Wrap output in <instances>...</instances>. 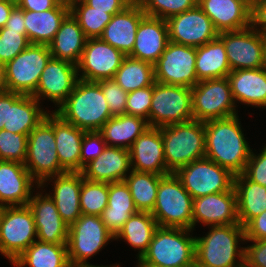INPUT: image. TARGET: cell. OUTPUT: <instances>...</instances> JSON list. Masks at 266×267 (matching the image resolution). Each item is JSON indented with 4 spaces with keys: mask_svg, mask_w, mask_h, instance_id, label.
I'll return each instance as SVG.
<instances>
[{
    "mask_svg": "<svg viewBox=\"0 0 266 267\" xmlns=\"http://www.w3.org/2000/svg\"><path fill=\"white\" fill-rule=\"evenodd\" d=\"M239 115L204 122L205 158L226 168L232 174H242L251 154L248 138Z\"/></svg>",
    "mask_w": 266,
    "mask_h": 267,
    "instance_id": "cell-1",
    "label": "cell"
},
{
    "mask_svg": "<svg viewBox=\"0 0 266 267\" xmlns=\"http://www.w3.org/2000/svg\"><path fill=\"white\" fill-rule=\"evenodd\" d=\"M208 228L205 236L195 235V267H240L245 254V246H241L246 241L244 227L230 224Z\"/></svg>",
    "mask_w": 266,
    "mask_h": 267,
    "instance_id": "cell-2",
    "label": "cell"
},
{
    "mask_svg": "<svg viewBox=\"0 0 266 267\" xmlns=\"http://www.w3.org/2000/svg\"><path fill=\"white\" fill-rule=\"evenodd\" d=\"M55 113L86 132L99 131L112 117L101 86L81 79Z\"/></svg>",
    "mask_w": 266,
    "mask_h": 267,
    "instance_id": "cell-3",
    "label": "cell"
},
{
    "mask_svg": "<svg viewBox=\"0 0 266 267\" xmlns=\"http://www.w3.org/2000/svg\"><path fill=\"white\" fill-rule=\"evenodd\" d=\"M192 235L193 230L189 229L158 227L148 250L136 263L164 267H195V236Z\"/></svg>",
    "mask_w": 266,
    "mask_h": 267,
    "instance_id": "cell-4",
    "label": "cell"
},
{
    "mask_svg": "<svg viewBox=\"0 0 266 267\" xmlns=\"http://www.w3.org/2000/svg\"><path fill=\"white\" fill-rule=\"evenodd\" d=\"M163 138L164 157L169 173L205 158V125L202 121L159 127Z\"/></svg>",
    "mask_w": 266,
    "mask_h": 267,
    "instance_id": "cell-5",
    "label": "cell"
},
{
    "mask_svg": "<svg viewBox=\"0 0 266 267\" xmlns=\"http://www.w3.org/2000/svg\"><path fill=\"white\" fill-rule=\"evenodd\" d=\"M24 165L39 185L49 177L66 172L56 151L52 111L29 133Z\"/></svg>",
    "mask_w": 266,
    "mask_h": 267,
    "instance_id": "cell-6",
    "label": "cell"
},
{
    "mask_svg": "<svg viewBox=\"0 0 266 267\" xmlns=\"http://www.w3.org/2000/svg\"><path fill=\"white\" fill-rule=\"evenodd\" d=\"M114 236L108 231L101 216H81L69 226L67 252L71 267L93 266L89 261L104 249Z\"/></svg>",
    "mask_w": 266,
    "mask_h": 267,
    "instance_id": "cell-7",
    "label": "cell"
},
{
    "mask_svg": "<svg viewBox=\"0 0 266 267\" xmlns=\"http://www.w3.org/2000/svg\"><path fill=\"white\" fill-rule=\"evenodd\" d=\"M193 198L174 173L159 182L156 203L151 214L159 227L192 230Z\"/></svg>",
    "mask_w": 266,
    "mask_h": 267,
    "instance_id": "cell-8",
    "label": "cell"
},
{
    "mask_svg": "<svg viewBox=\"0 0 266 267\" xmlns=\"http://www.w3.org/2000/svg\"><path fill=\"white\" fill-rule=\"evenodd\" d=\"M37 240L28 205L0 207V254L12 263Z\"/></svg>",
    "mask_w": 266,
    "mask_h": 267,
    "instance_id": "cell-9",
    "label": "cell"
},
{
    "mask_svg": "<svg viewBox=\"0 0 266 267\" xmlns=\"http://www.w3.org/2000/svg\"><path fill=\"white\" fill-rule=\"evenodd\" d=\"M193 120L191 88L155 82L149 112L150 127Z\"/></svg>",
    "mask_w": 266,
    "mask_h": 267,
    "instance_id": "cell-10",
    "label": "cell"
},
{
    "mask_svg": "<svg viewBox=\"0 0 266 267\" xmlns=\"http://www.w3.org/2000/svg\"><path fill=\"white\" fill-rule=\"evenodd\" d=\"M191 93L194 120L223 119L239 112L227 77L199 81L191 88Z\"/></svg>",
    "mask_w": 266,
    "mask_h": 267,
    "instance_id": "cell-11",
    "label": "cell"
},
{
    "mask_svg": "<svg viewBox=\"0 0 266 267\" xmlns=\"http://www.w3.org/2000/svg\"><path fill=\"white\" fill-rule=\"evenodd\" d=\"M51 57L49 45L30 44L4 65L7 91L32 95Z\"/></svg>",
    "mask_w": 266,
    "mask_h": 267,
    "instance_id": "cell-12",
    "label": "cell"
},
{
    "mask_svg": "<svg viewBox=\"0 0 266 267\" xmlns=\"http://www.w3.org/2000/svg\"><path fill=\"white\" fill-rule=\"evenodd\" d=\"M174 174L193 199L229 191L234 187L235 175L207 158L195 160Z\"/></svg>",
    "mask_w": 266,
    "mask_h": 267,
    "instance_id": "cell-13",
    "label": "cell"
},
{
    "mask_svg": "<svg viewBox=\"0 0 266 267\" xmlns=\"http://www.w3.org/2000/svg\"><path fill=\"white\" fill-rule=\"evenodd\" d=\"M196 47L168 42L154 64L155 82L192 88L196 75Z\"/></svg>",
    "mask_w": 266,
    "mask_h": 267,
    "instance_id": "cell-14",
    "label": "cell"
},
{
    "mask_svg": "<svg viewBox=\"0 0 266 267\" xmlns=\"http://www.w3.org/2000/svg\"><path fill=\"white\" fill-rule=\"evenodd\" d=\"M218 37L224 43L231 71L263 66L264 31L254 24L243 30L219 33Z\"/></svg>",
    "mask_w": 266,
    "mask_h": 267,
    "instance_id": "cell-15",
    "label": "cell"
},
{
    "mask_svg": "<svg viewBox=\"0 0 266 267\" xmlns=\"http://www.w3.org/2000/svg\"><path fill=\"white\" fill-rule=\"evenodd\" d=\"M126 56L101 38L87 39L77 64L78 79L98 82L114 79Z\"/></svg>",
    "mask_w": 266,
    "mask_h": 267,
    "instance_id": "cell-16",
    "label": "cell"
},
{
    "mask_svg": "<svg viewBox=\"0 0 266 267\" xmlns=\"http://www.w3.org/2000/svg\"><path fill=\"white\" fill-rule=\"evenodd\" d=\"M78 80L77 65L51 57L47 62L32 94L40 103L51 101L55 112L67 99ZM42 101V102H41Z\"/></svg>",
    "mask_w": 266,
    "mask_h": 267,
    "instance_id": "cell-17",
    "label": "cell"
},
{
    "mask_svg": "<svg viewBox=\"0 0 266 267\" xmlns=\"http://www.w3.org/2000/svg\"><path fill=\"white\" fill-rule=\"evenodd\" d=\"M169 41L199 47L218 37L210 18L197 5L167 20Z\"/></svg>",
    "mask_w": 266,
    "mask_h": 267,
    "instance_id": "cell-18",
    "label": "cell"
},
{
    "mask_svg": "<svg viewBox=\"0 0 266 267\" xmlns=\"http://www.w3.org/2000/svg\"><path fill=\"white\" fill-rule=\"evenodd\" d=\"M45 191L39 186L27 204L34 217L37 240L67 244L69 226L62 220L54 200Z\"/></svg>",
    "mask_w": 266,
    "mask_h": 267,
    "instance_id": "cell-19",
    "label": "cell"
},
{
    "mask_svg": "<svg viewBox=\"0 0 266 267\" xmlns=\"http://www.w3.org/2000/svg\"><path fill=\"white\" fill-rule=\"evenodd\" d=\"M204 226L239 224L237 196L234 187L193 199L192 230L197 224Z\"/></svg>",
    "mask_w": 266,
    "mask_h": 267,
    "instance_id": "cell-20",
    "label": "cell"
},
{
    "mask_svg": "<svg viewBox=\"0 0 266 267\" xmlns=\"http://www.w3.org/2000/svg\"><path fill=\"white\" fill-rule=\"evenodd\" d=\"M218 33L239 31L254 24L251 0H198Z\"/></svg>",
    "mask_w": 266,
    "mask_h": 267,
    "instance_id": "cell-21",
    "label": "cell"
},
{
    "mask_svg": "<svg viewBox=\"0 0 266 267\" xmlns=\"http://www.w3.org/2000/svg\"><path fill=\"white\" fill-rule=\"evenodd\" d=\"M39 186L23 163L0 160V207L27 205Z\"/></svg>",
    "mask_w": 266,
    "mask_h": 267,
    "instance_id": "cell-22",
    "label": "cell"
},
{
    "mask_svg": "<svg viewBox=\"0 0 266 267\" xmlns=\"http://www.w3.org/2000/svg\"><path fill=\"white\" fill-rule=\"evenodd\" d=\"M82 181V172H65L49 177L40 185L42 188L52 185V192L49 191L48 194L54 200L60 217L68 226L82 214L79 201Z\"/></svg>",
    "mask_w": 266,
    "mask_h": 267,
    "instance_id": "cell-23",
    "label": "cell"
},
{
    "mask_svg": "<svg viewBox=\"0 0 266 267\" xmlns=\"http://www.w3.org/2000/svg\"><path fill=\"white\" fill-rule=\"evenodd\" d=\"M133 171L170 174L166 168L163 138L160 128L149 127L129 149Z\"/></svg>",
    "mask_w": 266,
    "mask_h": 267,
    "instance_id": "cell-24",
    "label": "cell"
},
{
    "mask_svg": "<svg viewBox=\"0 0 266 267\" xmlns=\"http://www.w3.org/2000/svg\"><path fill=\"white\" fill-rule=\"evenodd\" d=\"M169 42L167 21L145 15L139 23L129 57L155 64Z\"/></svg>",
    "mask_w": 266,
    "mask_h": 267,
    "instance_id": "cell-25",
    "label": "cell"
},
{
    "mask_svg": "<svg viewBox=\"0 0 266 267\" xmlns=\"http://www.w3.org/2000/svg\"><path fill=\"white\" fill-rule=\"evenodd\" d=\"M132 171L128 149L106 146L103 153L82 170L85 179L98 182H121Z\"/></svg>",
    "mask_w": 266,
    "mask_h": 267,
    "instance_id": "cell-26",
    "label": "cell"
},
{
    "mask_svg": "<svg viewBox=\"0 0 266 267\" xmlns=\"http://www.w3.org/2000/svg\"><path fill=\"white\" fill-rule=\"evenodd\" d=\"M145 15L141 4L128 5L123 11L112 16L100 38L125 56H129L134 47L140 20Z\"/></svg>",
    "mask_w": 266,
    "mask_h": 267,
    "instance_id": "cell-27",
    "label": "cell"
},
{
    "mask_svg": "<svg viewBox=\"0 0 266 267\" xmlns=\"http://www.w3.org/2000/svg\"><path fill=\"white\" fill-rule=\"evenodd\" d=\"M236 106L243 104L254 108L266 109V70H234L227 76Z\"/></svg>",
    "mask_w": 266,
    "mask_h": 267,
    "instance_id": "cell-28",
    "label": "cell"
},
{
    "mask_svg": "<svg viewBox=\"0 0 266 267\" xmlns=\"http://www.w3.org/2000/svg\"><path fill=\"white\" fill-rule=\"evenodd\" d=\"M42 104L32 95L8 91V128L4 130L28 136L50 112Z\"/></svg>",
    "mask_w": 266,
    "mask_h": 267,
    "instance_id": "cell-29",
    "label": "cell"
},
{
    "mask_svg": "<svg viewBox=\"0 0 266 267\" xmlns=\"http://www.w3.org/2000/svg\"><path fill=\"white\" fill-rule=\"evenodd\" d=\"M53 129L61 167L66 172H81V143L86 131L65 122L55 112Z\"/></svg>",
    "mask_w": 266,
    "mask_h": 267,
    "instance_id": "cell-30",
    "label": "cell"
},
{
    "mask_svg": "<svg viewBox=\"0 0 266 267\" xmlns=\"http://www.w3.org/2000/svg\"><path fill=\"white\" fill-rule=\"evenodd\" d=\"M70 13V6L61 2L57 7L46 11L24 10V25L31 44L49 45L62 21Z\"/></svg>",
    "mask_w": 266,
    "mask_h": 267,
    "instance_id": "cell-31",
    "label": "cell"
},
{
    "mask_svg": "<svg viewBox=\"0 0 266 267\" xmlns=\"http://www.w3.org/2000/svg\"><path fill=\"white\" fill-rule=\"evenodd\" d=\"M133 198L124 181L108 183V204L101 215L108 231L115 237L131 215L137 213Z\"/></svg>",
    "mask_w": 266,
    "mask_h": 267,
    "instance_id": "cell-32",
    "label": "cell"
},
{
    "mask_svg": "<svg viewBox=\"0 0 266 267\" xmlns=\"http://www.w3.org/2000/svg\"><path fill=\"white\" fill-rule=\"evenodd\" d=\"M87 38L78 21L69 13L62 21L53 41L49 44L53 58L78 64Z\"/></svg>",
    "mask_w": 266,
    "mask_h": 267,
    "instance_id": "cell-33",
    "label": "cell"
},
{
    "mask_svg": "<svg viewBox=\"0 0 266 267\" xmlns=\"http://www.w3.org/2000/svg\"><path fill=\"white\" fill-rule=\"evenodd\" d=\"M148 121L133 115L111 117L98 131L107 146L130 149L135 140L149 128Z\"/></svg>",
    "mask_w": 266,
    "mask_h": 267,
    "instance_id": "cell-34",
    "label": "cell"
},
{
    "mask_svg": "<svg viewBox=\"0 0 266 267\" xmlns=\"http://www.w3.org/2000/svg\"><path fill=\"white\" fill-rule=\"evenodd\" d=\"M239 224L245 226L251 219L266 211V187L250 181L243 173L234 177Z\"/></svg>",
    "mask_w": 266,
    "mask_h": 267,
    "instance_id": "cell-35",
    "label": "cell"
},
{
    "mask_svg": "<svg viewBox=\"0 0 266 267\" xmlns=\"http://www.w3.org/2000/svg\"><path fill=\"white\" fill-rule=\"evenodd\" d=\"M197 80L225 78L231 72L223 41L217 37L196 47Z\"/></svg>",
    "mask_w": 266,
    "mask_h": 267,
    "instance_id": "cell-36",
    "label": "cell"
},
{
    "mask_svg": "<svg viewBox=\"0 0 266 267\" xmlns=\"http://www.w3.org/2000/svg\"><path fill=\"white\" fill-rule=\"evenodd\" d=\"M158 224L149 212H140L133 214L125 222L124 226L114 237V241L127 242L129 246L138 250L136 259H140L148 250Z\"/></svg>",
    "mask_w": 266,
    "mask_h": 267,
    "instance_id": "cell-37",
    "label": "cell"
},
{
    "mask_svg": "<svg viewBox=\"0 0 266 267\" xmlns=\"http://www.w3.org/2000/svg\"><path fill=\"white\" fill-rule=\"evenodd\" d=\"M14 267H71L67 244H53L36 240L16 260Z\"/></svg>",
    "mask_w": 266,
    "mask_h": 267,
    "instance_id": "cell-38",
    "label": "cell"
},
{
    "mask_svg": "<svg viewBox=\"0 0 266 267\" xmlns=\"http://www.w3.org/2000/svg\"><path fill=\"white\" fill-rule=\"evenodd\" d=\"M165 175L131 171L124 182L129 188L135 207L140 212L153 211L160 180Z\"/></svg>",
    "mask_w": 266,
    "mask_h": 267,
    "instance_id": "cell-39",
    "label": "cell"
},
{
    "mask_svg": "<svg viewBox=\"0 0 266 267\" xmlns=\"http://www.w3.org/2000/svg\"><path fill=\"white\" fill-rule=\"evenodd\" d=\"M114 80L128 93L137 89L154 85V65L142 60L126 56Z\"/></svg>",
    "mask_w": 266,
    "mask_h": 267,
    "instance_id": "cell-40",
    "label": "cell"
},
{
    "mask_svg": "<svg viewBox=\"0 0 266 267\" xmlns=\"http://www.w3.org/2000/svg\"><path fill=\"white\" fill-rule=\"evenodd\" d=\"M70 13L78 21L79 26L87 39L100 38L105 26L111 21L112 14L106 11L94 10L84 1H79L70 6Z\"/></svg>",
    "mask_w": 266,
    "mask_h": 267,
    "instance_id": "cell-41",
    "label": "cell"
},
{
    "mask_svg": "<svg viewBox=\"0 0 266 267\" xmlns=\"http://www.w3.org/2000/svg\"><path fill=\"white\" fill-rule=\"evenodd\" d=\"M79 201L82 214L101 216L108 204V183L83 177Z\"/></svg>",
    "mask_w": 266,
    "mask_h": 267,
    "instance_id": "cell-42",
    "label": "cell"
},
{
    "mask_svg": "<svg viewBox=\"0 0 266 267\" xmlns=\"http://www.w3.org/2000/svg\"><path fill=\"white\" fill-rule=\"evenodd\" d=\"M198 5V0H143L141 6L147 16L167 20Z\"/></svg>",
    "mask_w": 266,
    "mask_h": 267,
    "instance_id": "cell-43",
    "label": "cell"
},
{
    "mask_svg": "<svg viewBox=\"0 0 266 267\" xmlns=\"http://www.w3.org/2000/svg\"><path fill=\"white\" fill-rule=\"evenodd\" d=\"M28 136L0 130V160L25 163L27 157Z\"/></svg>",
    "mask_w": 266,
    "mask_h": 267,
    "instance_id": "cell-44",
    "label": "cell"
},
{
    "mask_svg": "<svg viewBox=\"0 0 266 267\" xmlns=\"http://www.w3.org/2000/svg\"><path fill=\"white\" fill-rule=\"evenodd\" d=\"M31 43L27 35L6 27L0 29V63L6 64L25 50Z\"/></svg>",
    "mask_w": 266,
    "mask_h": 267,
    "instance_id": "cell-45",
    "label": "cell"
},
{
    "mask_svg": "<svg viewBox=\"0 0 266 267\" xmlns=\"http://www.w3.org/2000/svg\"><path fill=\"white\" fill-rule=\"evenodd\" d=\"M97 83L104 93L111 116L126 114L128 93L114 79H104Z\"/></svg>",
    "mask_w": 266,
    "mask_h": 267,
    "instance_id": "cell-46",
    "label": "cell"
},
{
    "mask_svg": "<svg viewBox=\"0 0 266 267\" xmlns=\"http://www.w3.org/2000/svg\"><path fill=\"white\" fill-rule=\"evenodd\" d=\"M153 95V85L128 92L126 114L141 117L148 121Z\"/></svg>",
    "mask_w": 266,
    "mask_h": 267,
    "instance_id": "cell-47",
    "label": "cell"
},
{
    "mask_svg": "<svg viewBox=\"0 0 266 267\" xmlns=\"http://www.w3.org/2000/svg\"><path fill=\"white\" fill-rule=\"evenodd\" d=\"M259 150L260 153L252 148L243 174L250 181L266 187V144Z\"/></svg>",
    "mask_w": 266,
    "mask_h": 267,
    "instance_id": "cell-48",
    "label": "cell"
},
{
    "mask_svg": "<svg viewBox=\"0 0 266 267\" xmlns=\"http://www.w3.org/2000/svg\"><path fill=\"white\" fill-rule=\"evenodd\" d=\"M106 142L98 131L85 132L81 143V172L86 164L103 153Z\"/></svg>",
    "mask_w": 266,
    "mask_h": 267,
    "instance_id": "cell-49",
    "label": "cell"
},
{
    "mask_svg": "<svg viewBox=\"0 0 266 267\" xmlns=\"http://www.w3.org/2000/svg\"><path fill=\"white\" fill-rule=\"evenodd\" d=\"M245 243L244 263L249 267H266V240H246Z\"/></svg>",
    "mask_w": 266,
    "mask_h": 267,
    "instance_id": "cell-50",
    "label": "cell"
},
{
    "mask_svg": "<svg viewBox=\"0 0 266 267\" xmlns=\"http://www.w3.org/2000/svg\"><path fill=\"white\" fill-rule=\"evenodd\" d=\"M246 240H266V211L251 219L244 226Z\"/></svg>",
    "mask_w": 266,
    "mask_h": 267,
    "instance_id": "cell-51",
    "label": "cell"
},
{
    "mask_svg": "<svg viewBox=\"0 0 266 267\" xmlns=\"http://www.w3.org/2000/svg\"><path fill=\"white\" fill-rule=\"evenodd\" d=\"M94 10L106 11L112 15L123 11L130 3L127 0H83Z\"/></svg>",
    "mask_w": 266,
    "mask_h": 267,
    "instance_id": "cell-52",
    "label": "cell"
},
{
    "mask_svg": "<svg viewBox=\"0 0 266 267\" xmlns=\"http://www.w3.org/2000/svg\"><path fill=\"white\" fill-rule=\"evenodd\" d=\"M61 3V0H19L17 5L28 11H46L57 7Z\"/></svg>",
    "mask_w": 266,
    "mask_h": 267,
    "instance_id": "cell-53",
    "label": "cell"
},
{
    "mask_svg": "<svg viewBox=\"0 0 266 267\" xmlns=\"http://www.w3.org/2000/svg\"><path fill=\"white\" fill-rule=\"evenodd\" d=\"M6 28L14 31H20V34L27 35V30L24 25V10L16 5L7 20Z\"/></svg>",
    "mask_w": 266,
    "mask_h": 267,
    "instance_id": "cell-54",
    "label": "cell"
},
{
    "mask_svg": "<svg viewBox=\"0 0 266 267\" xmlns=\"http://www.w3.org/2000/svg\"><path fill=\"white\" fill-rule=\"evenodd\" d=\"M254 25L266 33V0H261L254 8Z\"/></svg>",
    "mask_w": 266,
    "mask_h": 267,
    "instance_id": "cell-55",
    "label": "cell"
},
{
    "mask_svg": "<svg viewBox=\"0 0 266 267\" xmlns=\"http://www.w3.org/2000/svg\"><path fill=\"white\" fill-rule=\"evenodd\" d=\"M8 128V91L0 93V130Z\"/></svg>",
    "mask_w": 266,
    "mask_h": 267,
    "instance_id": "cell-56",
    "label": "cell"
},
{
    "mask_svg": "<svg viewBox=\"0 0 266 267\" xmlns=\"http://www.w3.org/2000/svg\"><path fill=\"white\" fill-rule=\"evenodd\" d=\"M17 3L10 0H0V29L5 27L13 8Z\"/></svg>",
    "mask_w": 266,
    "mask_h": 267,
    "instance_id": "cell-57",
    "label": "cell"
},
{
    "mask_svg": "<svg viewBox=\"0 0 266 267\" xmlns=\"http://www.w3.org/2000/svg\"><path fill=\"white\" fill-rule=\"evenodd\" d=\"M7 91L6 78H5V66L0 63V93Z\"/></svg>",
    "mask_w": 266,
    "mask_h": 267,
    "instance_id": "cell-58",
    "label": "cell"
},
{
    "mask_svg": "<svg viewBox=\"0 0 266 267\" xmlns=\"http://www.w3.org/2000/svg\"><path fill=\"white\" fill-rule=\"evenodd\" d=\"M263 68L266 70V33L264 32Z\"/></svg>",
    "mask_w": 266,
    "mask_h": 267,
    "instance_id": "cell-59",
    "label": "cell"
},
{
    "mask_svg": "<svg viewBox=\"0 0 266 267\" xmlns=\"http://www.w3.org/2000/svg\"><path fill=\"white\" fill-rule=\"evenodd\" d=\"M121 265L120 264H117V262L115 264H110V265H93V266H80V267H120Z\"/></svg>",
    "mask_w": 266,
    "mask_h": 267,
    "instance_id": "cell-60",
    "label": "cell"
},
{
    "mask_svg": "<svg viewBox=\"0 0 266 267\" xmlns=\"http://www.w3.org/2000/svg\"><path fill=\"white\" fill-rule=\"evenodd\" d=\"M83 0H61L65 5L71 6L72 4Z\"/></svg>",
    "mask_w": 266,
    "mask_h": 267,
    "instance_id": "cell-61",
    "label": "cell"
},
{
    "mask_svg": "<svg viewBox=\"0 0 266 267\" xmlns=\"http://www.w3.org/2000/svg\"><path fill=\"white\" fill-rule=\"evenodd\" d=\"M135 267H164V266H156V265H153V264H136Z\"/></svg>",
    "mask_w": 266,
    "mask_h": 267,
    "instance_id": "cell-62",
    "label": "cell"
},
{
    "mask_svg": "<svg viewBox=\"0 0 266 267\" xmlns=\"http://www.w3.org/2000/svg\"><path fill=\"white\" fill-rule=\"evenodd\" d=\"M130 4H141L143 0H127Z\"/></svg>",
    "mask_w": 266,
    "mask_h": 267,
    "instance_id": "cell-63",
    "label": "cell"
},
{
    "mask_svg": "<svg viewBox=\"0 0 266 267\" xmlns=\"http://www.w3.org/2000/svg\"><path fill=\"white\" fill-rule=\"evenodd\" d=\"M261 0H251V5L253 8L260 2Z\"/></svg>",
    "mask_w": 266,
    "mask_h": 267,
    "instance_id": "cell-64",
    "label": "cell"
},
{
    "mask_svg": "<svg viewBox=\"0 0 266 267\" xmlns=\"http://www.w3.org/2000/svg\"><path fill=\"white\" fill-rule=\"evenodd\" d=\"M240 267H249L245 263H243Z\"/></svg>",
    "mask_w": 266,
    "mask_h": 267,
    "instance_id": "cell-65",
    "label": "cell"
},
{
    "mask_svg": "<svg viewBox=\"0 0 266 267\" xmlns=\"http://www.w3.org/2000/svg\"><path fill=\"white\" fill-rule=\"evenodd\" d=\"M10 1H13V2L17 3L19 0H10Z\"/></svg>",
    "mask_w": 266,
    "mask_h": 267,
    "instance_id": "cell-66",
    "label": "cell"
}]
</instances>
